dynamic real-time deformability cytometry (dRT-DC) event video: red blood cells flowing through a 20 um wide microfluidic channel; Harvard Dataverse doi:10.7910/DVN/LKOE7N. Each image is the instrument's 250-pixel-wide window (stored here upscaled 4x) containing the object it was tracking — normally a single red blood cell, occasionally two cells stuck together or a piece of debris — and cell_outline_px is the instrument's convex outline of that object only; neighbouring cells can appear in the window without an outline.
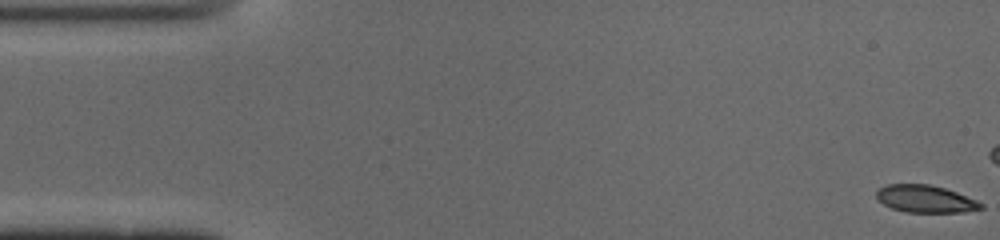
{"species": "common noctule bat (a hibernating species)", "species_latin": "Nyctalus noctula", "temperature_condition": "cold", "stored_images_in_passage": 52, "camera_frame_rate_fps": 3000, "um_per_image_px": 0.085, "animal": {"sex": "male", "body_mass_g": 19.0, "forearm_length_mm": 50.8}, "frame": {"image": 1, "passage_image": 1, "time_ms": 0.0, "image_size_px": [1000, 240], "cell_outline_px": [[984, 208], [964, 212], [904, 212], [892, 208], [876, 200], [876, 192], [880, 188], [888, 184], [928, 184], [944, 188], [956, 192], [976, 200], [984, 204]], "centroid_in_image_um": [78.65, 16.91], "position_along_channel_um": 6.4, "area_um2": 16.65}}
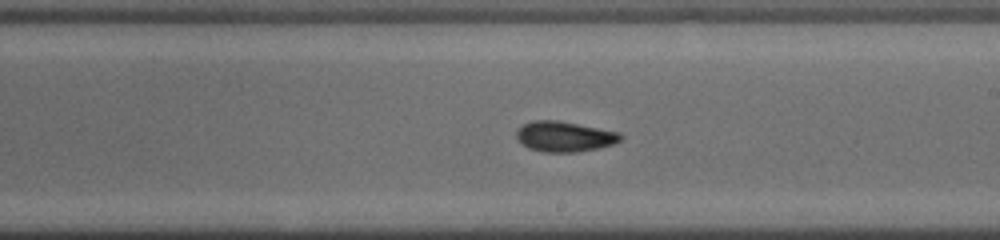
{"frame": {"image": 2, "passage_image": 29, "time_ms": 9.333, "image_size_px": [1000, 240], "cell_outline_px": [[624, 136], [620, 140], [612, 144], [596, 148], [576, 152], [544, 152], [528, 148], [516, 140], [516, 132], [524, 124], [532, 120], [556, 120], [620, 132]], "centroid_in_image_um": [47.95, 11.6], "position_along_channel_um": 241.0, "area_um2": 18.32}}
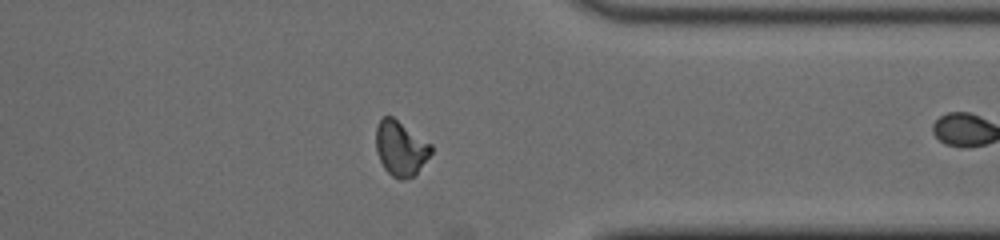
{"frame": {"image": 3, "passage_image": 40, "time_ms": 13.0, "image_size_px": [1000, 240], "cell_outline_px": [[432, 152], [416, 172], [412, 176], [404, 180], [400, 180], [392, 176], [384, 168], [376, 152], [376, 128], [380, 120], [384, 116], [392, 116], [432, 144]], "centroid_in_image_um": [34.04, 12.6], "position_along_channel_um": 377.4, "area_um2": 17.46}, "authors_computed_cell_mechanics": {"area_um2": 17.4556, "velocity_mm_per_s": 3.9384, "shape_relaxation_time_tau1_ms": 4.285, "shape_relaxation_time_tau2_ms": 2.4354, "deformation_change_tau1": 0.1561, "deformation_change_tau2": 0.0779}}